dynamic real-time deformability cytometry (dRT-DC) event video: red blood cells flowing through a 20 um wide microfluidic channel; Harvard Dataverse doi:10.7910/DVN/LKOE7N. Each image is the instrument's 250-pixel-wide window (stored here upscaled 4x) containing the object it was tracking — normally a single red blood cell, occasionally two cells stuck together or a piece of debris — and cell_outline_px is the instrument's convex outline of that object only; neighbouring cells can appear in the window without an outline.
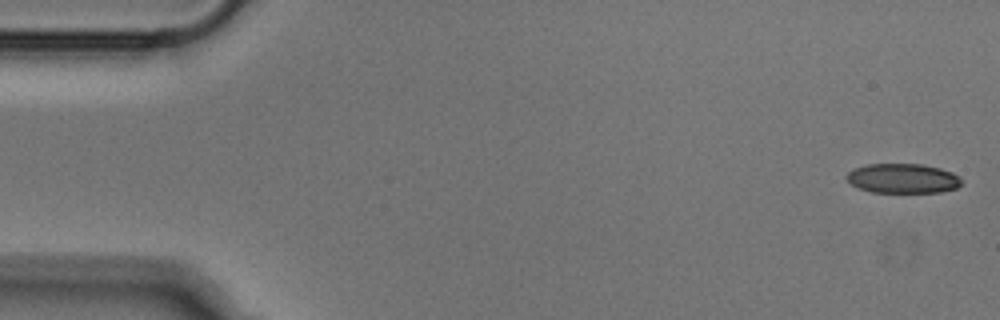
{"species": "Egyptian fruit bat (a non-hibernating species)", "species_latin": "Rousettus aegyptiacus", "temperature_condition": "cold", "stored_images_in_passage": 51, "camera_frame_rate_fps": 3000, "um_per_image_px": 0.085, "animal": {"sex": "male"}, "frame": {"image": 1, "passage_image": 1, "time_ms": 0.0, "image_size_px": [1000, 320], "cell_outline_px": [[960, 184], [956, 188], [940, 192], [872, 192], [860, 188], [852, 184], [844, 176], [848, 172], [856, 168], [868, 164], [924, 164], [940, 168], [952, 172], [960, 176]], "centroid_in_image_um": [76.75, 15.16], "position_along_channel_um": 8.3, "area_um2": 19.71}}
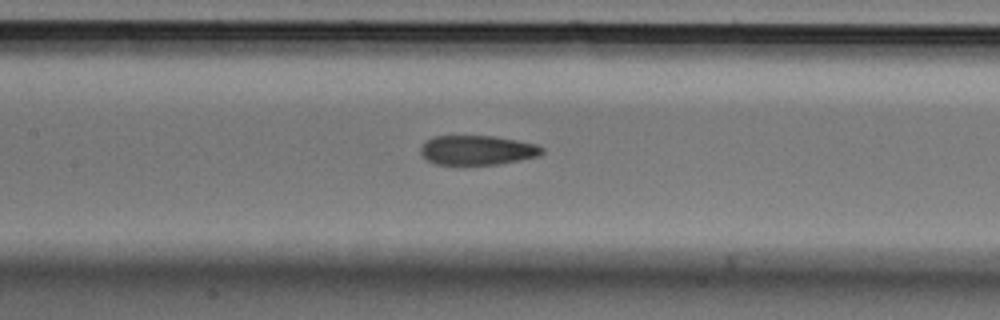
{"frame": {"image": 2, "passage_image": 23, "time_ms": 7.333, "image_size_px": [1000, 320], "cell_outline_px": [[544, 152], [540, 156], [520, 160], [496, 164], [436, 164], [428, 160], [420, 152], [420, 148], [432, 136], [492, 136], [516, 140], [536, 144], [544, 148]], "centroid_in_image_um": [40.6, 12.76], "position_along_channel_um": 166.8, "area_um2": 20.69}}
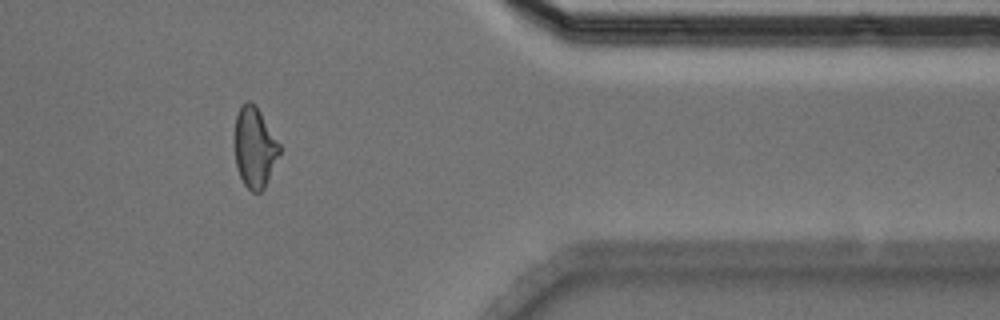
{"frame": {"image": 3, "passage_image": 42, "time_ms": 13.667, "image_size_px": [1000, 320], "cell_outline_px": [[280, 152], [264, 188], [260, 192], [252, 192], [244, 184], [236, 168], [236, 116], [240, 104], [248, 100], [256, 104], [280, 144]], "centroid_in_image_um": [21.65, 12.5], "position_along_channel_um": 389.8, "area_um2": 20.81}}